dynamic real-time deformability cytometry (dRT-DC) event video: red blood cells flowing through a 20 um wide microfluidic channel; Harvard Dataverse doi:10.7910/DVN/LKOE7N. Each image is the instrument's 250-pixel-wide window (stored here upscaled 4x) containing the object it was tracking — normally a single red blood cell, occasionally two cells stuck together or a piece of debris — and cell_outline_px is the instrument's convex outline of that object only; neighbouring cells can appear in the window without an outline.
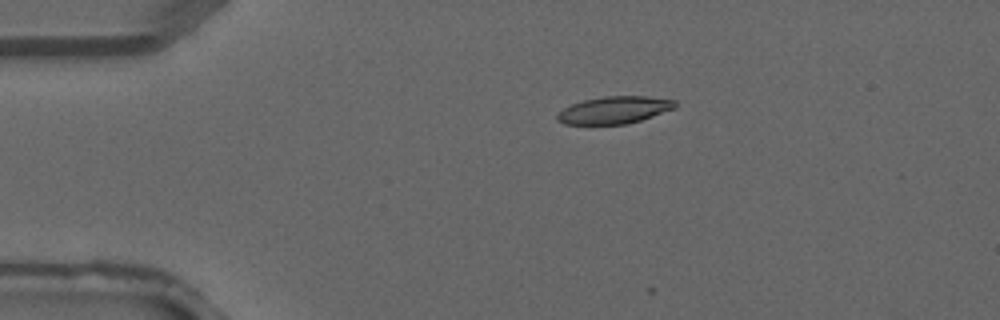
{"species": "common noctule bat (a hibernating species)", "species_latin": "Nyctalus noctula", "temperature_condition": "warm", "stored_images_in_passage": 2, "camera_frame_rate_fps": 3000, "um_per_image_px": 0.085, "animal": {"sex": "male", "forearm_length_mm": 52.5}, "frame": {"image": 1, "passage_image": 2, "time_ms": 0.333, "image_size_px": [1000, 320], "cell_outline_px": [[676, 108], [628, 124], [564, 124], [556, 120], [556, 116], [564, 108], [572, 104], [584, 100], [604, 96], [644, 96], [676, 100]], "centroid_in_image_um": [52.22, 9.35], "position_along_channel_um": 32.8, "area_um2": 18.61}}